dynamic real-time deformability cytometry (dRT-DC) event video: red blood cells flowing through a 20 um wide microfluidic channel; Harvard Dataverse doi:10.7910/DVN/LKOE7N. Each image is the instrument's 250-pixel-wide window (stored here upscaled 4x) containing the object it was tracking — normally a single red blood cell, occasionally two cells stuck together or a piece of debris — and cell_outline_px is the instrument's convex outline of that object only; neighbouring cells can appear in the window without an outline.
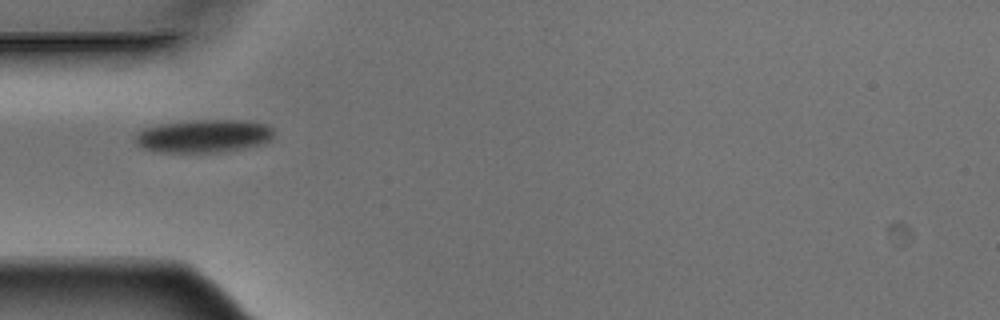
{"species": "Egyptian fruit bat (a non-hibernating species)", "species_latin": "Rousettus aegyptiacus", "temperature_condition": "warm", "stored_images_in_passage": 5, "camera_frame_rate_fps": 3000, "um_per_image_px": 0.085, "animal": {"sex": "male"}, "frame": {"image": 1, "passage_image": 1, "time_ms": 0.0, "image_size_px": [1000, 320], "cell_outline_px": [[272, 140], [264, 144], [244, 148], [220, 152], [152, 152], [136, 144], [132, 140], [136, 132], [144, 128], [160, 124], [196, 120], [244, 120], [268, 124], [272, 128]], "centroid_in_image_um": [17.29, 11.57], "position_along_channel_um": 67.7, "area_um2": 27.05}}
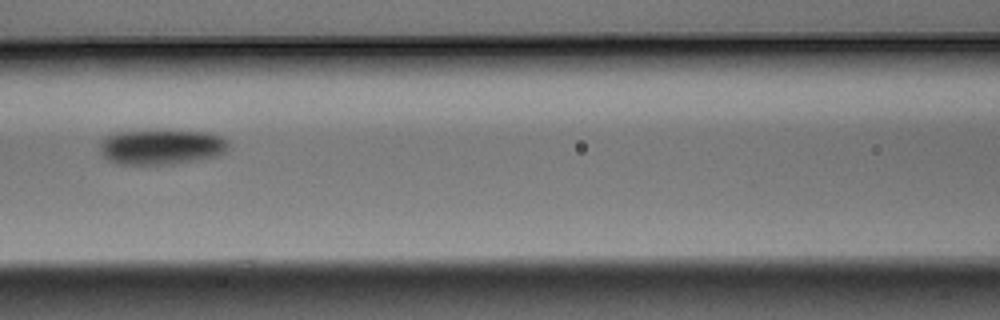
{"frame": {"image": 2, "passage_image": 3, "time_ms": 0.667, "image_size_px": [1000, 320], "cell_outline_px": [[228, 144], [224, 152], [216, 156], [196, 160], [172, 164], [120, 164], [104, 156], [100, 144], [108, 136], [120, 132], [204, 132], [220, 136], [228, 140]], "centroid_in_image_um": [13.76, 12.51], "position_along_channel_um": 152.8, "area_um2": 25.26}}
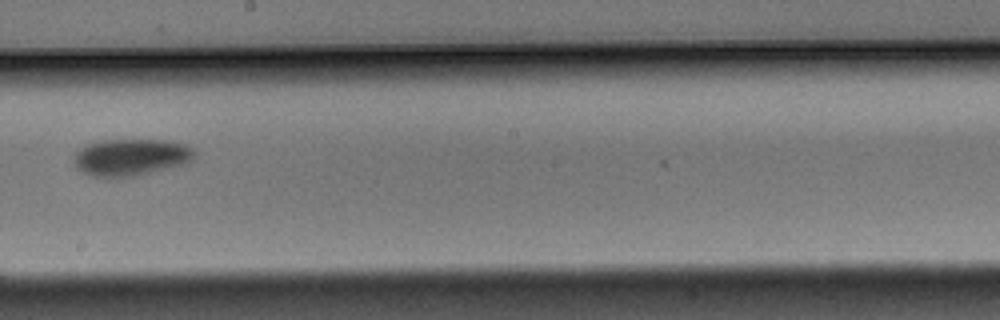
{"frame": {"image": 3, "passage_image": 5, "time_ms": 1.333, "image_size_px": [1000, 320], "cell_outline_px": [[196, 156], [192, 160], [184, 164], [132, 176], [92, 176], [76, 168], [72, 160], [76, 152], [88, 144], [108, 140], [160, 140], [180, 144], [192, 148], [196, 152]], "centroid_in_image_um": [11.11, 13.36], "position_along_channel_um": 237.1, "area_um2": 25.32}}